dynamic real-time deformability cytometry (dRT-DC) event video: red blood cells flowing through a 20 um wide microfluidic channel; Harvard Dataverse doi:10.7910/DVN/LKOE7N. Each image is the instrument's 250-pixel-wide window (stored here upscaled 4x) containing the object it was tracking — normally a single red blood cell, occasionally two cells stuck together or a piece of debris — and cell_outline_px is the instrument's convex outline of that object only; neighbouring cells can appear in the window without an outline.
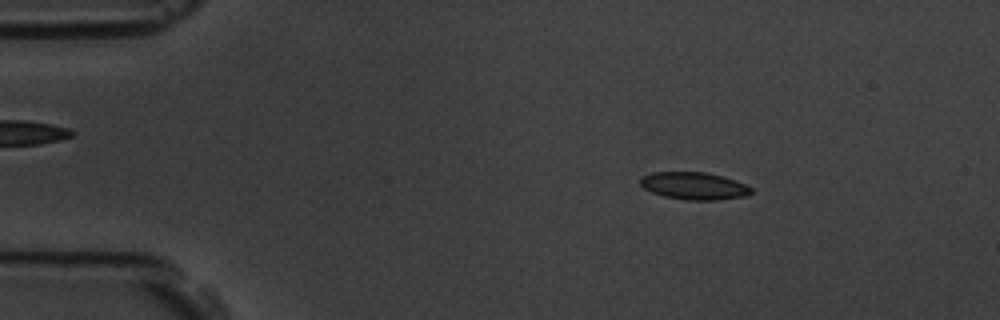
{"species": "common noctule bat (a hibernating species)", "species_latin": "Nyctalus noctula", "temperature_condition": "room temperature", "stored_images_in_passage": 57, "camera_frame_rate_fps": 3000, "um_per_image_px": 0.085, "animal": {"sex": "male", "body_mass_g": 19.5, "forearm_length_mm": 54.6}, "frame": {"image": 1, "passage_image": 9, "time_ms": 2.667, "image_size_px": [1000, 320], "cell_outline_px": [[752, 192], [744, 196], [716, 200], [688, 200], [664, 196], [652, 192], [644, 188], [640, 184], [640, 176], [652, 172], [704, 172], [724, 176], [736, 180], [752, 188]], "centroid_in_image_um": [58.97, 15.79], "position_along_channel_um": 26.0, "area_um2": 17.69}}
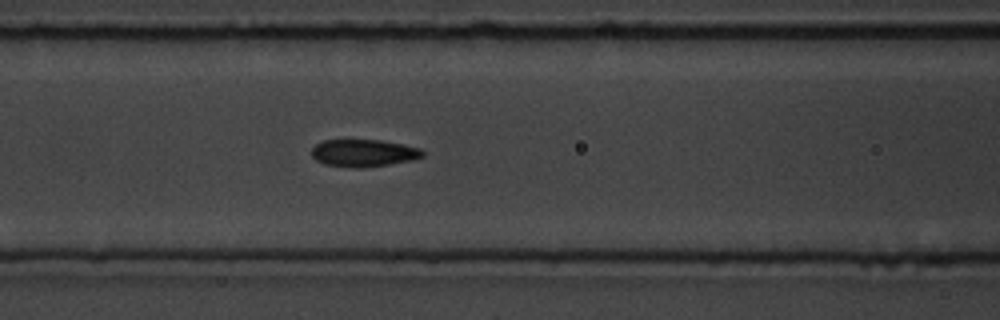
{"frame": {"image": 2, "passage_image": 24, "time_ms": 7.667, "image_size_px": [1000, 320], "cell_outline_px": [[424, 156], [412, 160], [388, 164], [360, 168], [352, 168], [324, 164], [316, 160], [312, 156], [312, 148], [316, 144], [324, 140], [380, 140], [404, 144], [420, 148], [424, 152]], "centroid_in_image_um": [30.91, 13.0], "position_along_channel_um": 135.7, "area_um2": 17.69}}
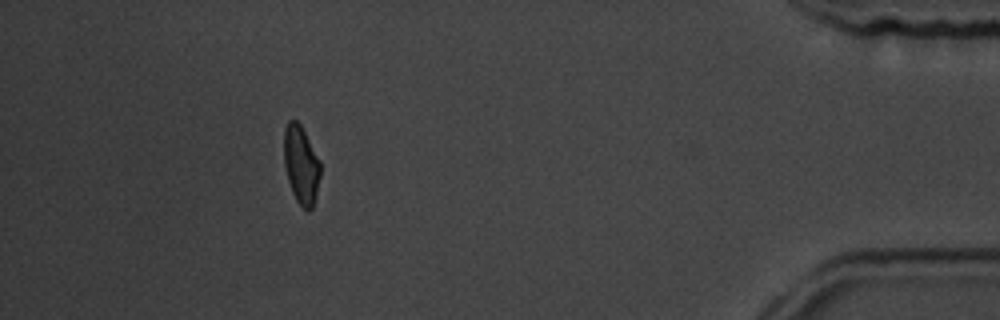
{"frame": {"image": 3, "passage_image": 52, "time_ms": 17.0, "image_size_px": [1000, 320], "cell_outline_px": [[320, 176], [312, 208], [308, 212], [296, 200], [292, 192], [288, 180], [284, 164], [284, 128], [288, 120], [296, 120], [300, 124], [320, 160]], "centroid_in_image_um": [25.58, 13.98], "position_along_channel_um": 409.6, "area_um2": 16.47}, "authors_computed_cell_mechanics": {"area_um2": 17.5712, "velocity_mm_per_s": 3.538, "shape_relaxation_time_tau1_ms": 4.5925, "shape_relaxation_time_tau2_ms": 2.5895, "deformation_change_tau1": 0.1093, "deformation_change_tau2": 0.0804}}